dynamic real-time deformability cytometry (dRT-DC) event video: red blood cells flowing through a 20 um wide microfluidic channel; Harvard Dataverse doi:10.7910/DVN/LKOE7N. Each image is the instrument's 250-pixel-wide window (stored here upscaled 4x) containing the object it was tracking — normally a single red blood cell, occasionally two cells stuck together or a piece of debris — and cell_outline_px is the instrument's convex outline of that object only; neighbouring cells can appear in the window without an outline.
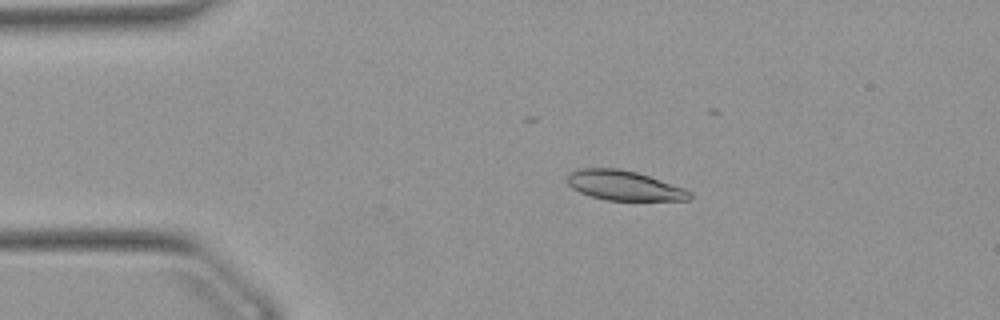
{"species": "Egyptian fruit bat (a non-hibernating species)", "species_latin": "Rousettus aegyptiacus", "temperature_condition": "warm", "stored_images_in_passage": 3, "camera_frame_rate_fps": 3000, "um_per_image_px": 0.085, "animal": {"sex": "female"}, "frame": {"image": 1, "passage_image": 2, "time_ms": 0.333, "image_size_px": [1000, 320], "cell_outline_px": [[692, 200], [604, 200], [580, 192], [572, 188], [568, 184], [568, 176], [572, 172], [580, 168], [620, 168], [636, 172], [684, 188], [692, 192]], "centroid_in_image_um": [53.07, 15.77], "position_along_channel_um": 31.9, "area_um2": 21.04}}